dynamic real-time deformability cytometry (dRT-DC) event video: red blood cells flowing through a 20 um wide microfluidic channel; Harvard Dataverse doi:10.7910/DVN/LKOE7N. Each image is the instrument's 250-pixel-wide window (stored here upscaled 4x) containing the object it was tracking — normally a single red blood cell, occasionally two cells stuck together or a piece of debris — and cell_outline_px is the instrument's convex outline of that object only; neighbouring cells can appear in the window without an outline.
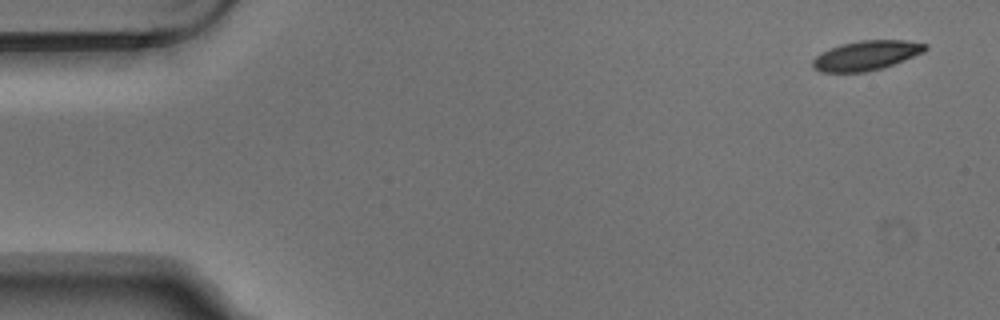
{"species": "Egyptian fruit bat (a non-hibernating species)", "species_latin": "Rousettus aegyptiacus", "temperature_condition": "warm", "stored_images_in_passage": 3, "camera_frame_rate_fps": 3000, "um_per_image_px": 0.085, "animal": {"sex": "male"}, "frame": {"image": 1, "passage_image": 1, "time_ms": 0.0, "image_size_px": [1000, 320], "cell_outline_px": [[928, 48], [924, 52], [884, 68], [864, 72], [820, 72], [812, 68], [812, 60], [820, 52], [840, 44], [860, 40], [904, 40], [928, 44]], "centroid_in_image_um": [73.62, 4.71], "position_along_channel_um": 11.4, "area_um2": 19.59}}
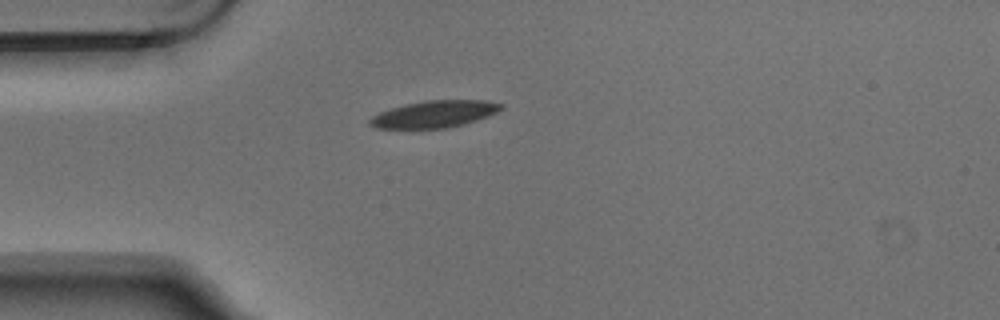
{"frame": {"image": 2, "passage_image": 3, "time_ms": 0.667, "image_size_px": [1000, 320], "cell_outline_px": [[504, 108], [488, 116], [464, 124], [444, 128], [376, 128], [368, 124], [368, 120], [372, 116], [380, 112], [392, 108], [424, 100], [488, 100], [504, 104]], "centroid_in_image_um": [36.95, 9.69], "position_along_channel_um": 48.0, "area_um2": 20.52}}